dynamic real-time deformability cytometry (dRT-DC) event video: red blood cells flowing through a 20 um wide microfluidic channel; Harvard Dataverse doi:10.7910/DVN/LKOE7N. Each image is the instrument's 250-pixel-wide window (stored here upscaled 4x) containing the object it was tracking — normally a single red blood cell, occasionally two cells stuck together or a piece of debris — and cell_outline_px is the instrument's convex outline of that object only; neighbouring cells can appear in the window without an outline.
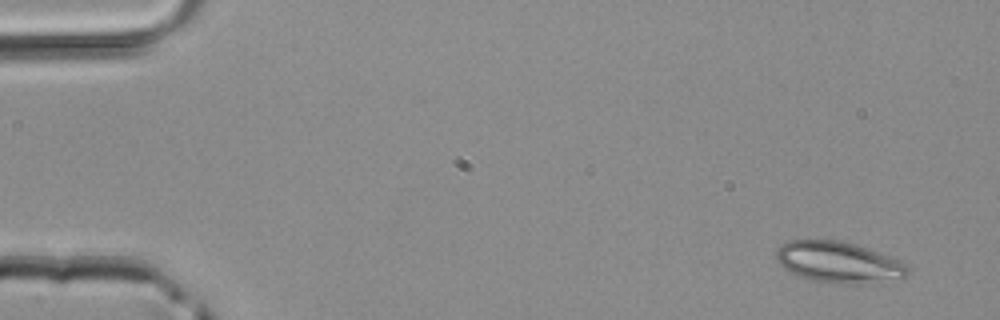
{"species": "common noctule bat (a hibernating species)", "species_latin": "Nyctalus noctula", "temperature_condition": "room temperature", "stored_images_in_passage": 4, "camera_frame_rate_fps": 3000, "um_per_image_px": 0.085, "animal": {"sex": "male", "body_mass_g": 20.4}, "frame": {"image": 1, "passage_image": 1, "time_ms": 0.0, "image_size_px": [1000, 320], "cell_outline_px": [[912, 268], [908, 276], [860, 284], [812, 280], [800, 276], [784, 268], [776, 260], [776, 248], [792, 240], [840, 240], [856, 244], [868, 248], [900, 260]], "centroid_in_image_um": [71.31, 22.27], "position_along_channel_um": 13.7, "area_um2": 31.21}}